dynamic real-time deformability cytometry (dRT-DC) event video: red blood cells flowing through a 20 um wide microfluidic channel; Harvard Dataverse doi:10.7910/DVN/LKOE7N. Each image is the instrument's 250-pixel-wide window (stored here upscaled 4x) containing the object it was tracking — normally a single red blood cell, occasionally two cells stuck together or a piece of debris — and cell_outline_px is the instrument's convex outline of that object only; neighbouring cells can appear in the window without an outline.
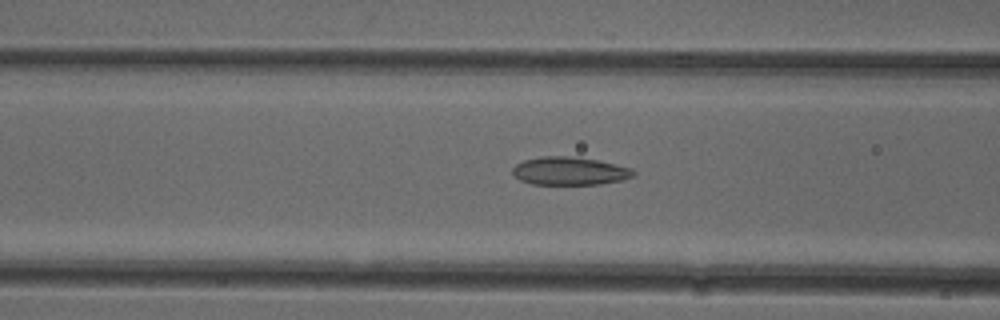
{"species": "common noctule bat (a hibernating species)", "species_latin": "Nyctalus noctula", "temperature_condition": "cold", "stored_images_in_passage": 53, "camera_frame_rate_fps": 3000, "um_per_image_px": 0.085, "animal": {"sex": "female"}, "frame": {"image": 1, "passage_image": 21, "time_ms": 6.667, "image_size_px": [1000, 320], "cell_outline_px": [[636, 172], [632, 176], [624, 180], [600, 184], [532, 184], [520, 180], [512, 172], [512, 168], [516, 164], [524, 160], [540, 156], [568, 156], [596, 160], [632, 168]], "centroid_in_image_um": [48.41, 14.54], "position_along_channel_um": 118.2, "area_um2": 19.71}}
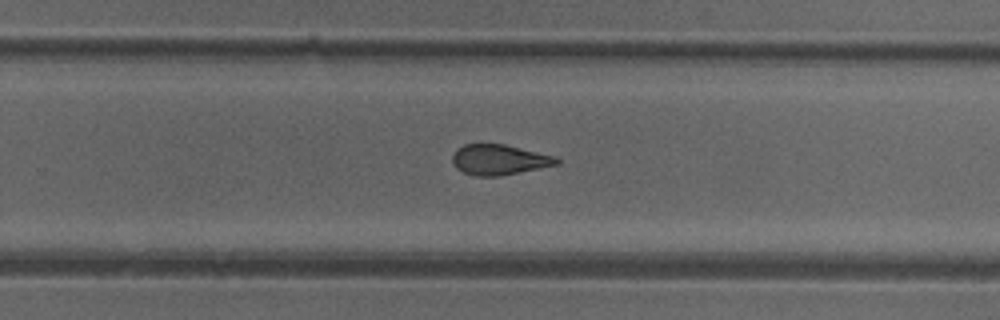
{"frame": {"image": 2, "passage_image": 34, "time_ms": 11.0, "image_size_px": [1000, 320], "cell_outline_px": [[560, 164], [500, 176], [476, 176], [464, 172], [456, 168], [452, 164], [452, 156], [456, 148], [464, 144], [504, 144], [556, 156], [560, 160]], "centroid_in_image_um": [42.42, 13.57], "position_along_channel_um": 287.4, "area_um2": 18.55}}
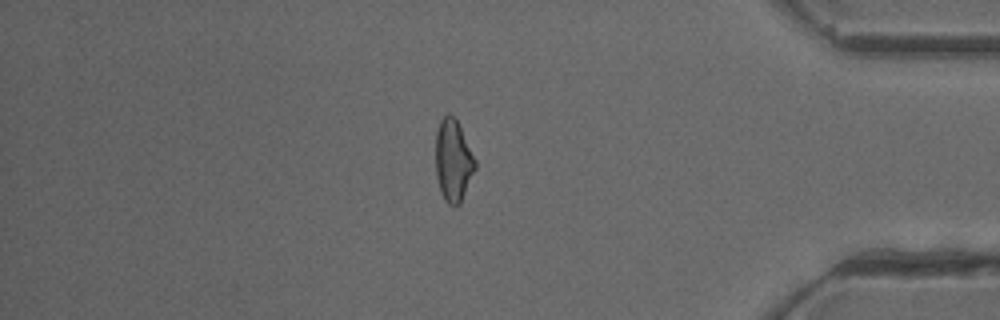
{"frame": {"image": 3, "passage_image": 45, "time_ms": 14.667, "image_size_px": [1000, 320], "cell_outline_px": [[476, 168], [460, 204], [448, 204], [444, 200], [440, 192], [436, 176], [436, 132], [440, 120], [448, 112], [456, 120], [476, 160]], "centroid_in_image_um": [38.51, 13.67], "position_along_channel_um": 396.7, "area_um2": 18.73}, "authors_computed_cell_mechanics": {"area_um2": 19.7098, "velocity_mm_per_s": 3.9092, "shape_relaxation_time_tau1_ms": 10.2699, "shape_relaxation_time_tau2_ms": 2.3364, "deformation_change_tau1": 0.1908, "deformation_change_tau2": 0.0914}}